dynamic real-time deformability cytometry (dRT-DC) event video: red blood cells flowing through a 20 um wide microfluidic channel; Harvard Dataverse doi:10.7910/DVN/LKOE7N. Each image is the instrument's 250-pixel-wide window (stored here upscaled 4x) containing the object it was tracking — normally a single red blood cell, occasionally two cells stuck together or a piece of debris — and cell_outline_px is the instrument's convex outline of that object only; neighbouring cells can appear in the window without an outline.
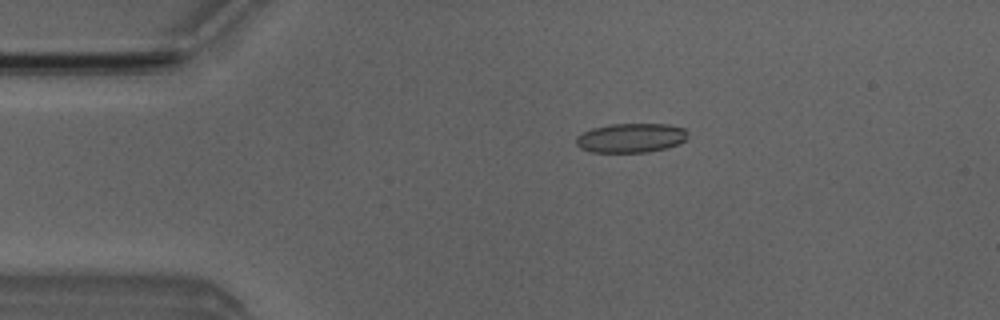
{"species": "Egyptian fruit bat (a non-hibernating species)", "species_latin": "Rousettus aegyptiacus", "temperature_condition": "room temperature", "stored_images_in_passage": 3, "camera_frame_rate_fps": 3000, "um_per_image_px": 0.085, "animal": {"sex": "male"}, "frame": {"image": 1, "passage_image": 3, "time_ms": 2.333, "image_size_px": [1000, 320], "cell_outline_px": [[688, 136], [684, 140], [676, 144], [664, 148], [648, 152], [592, 152], [580, 148], [576, 144], [576, 136], [592, 128], [612, 124], [668, 124], [684, 128], [688, 132]], "centroid_in_image_um": [53.62, 11.72], "position_along_channel_um": 31.4, "area_um2": 18.96}}